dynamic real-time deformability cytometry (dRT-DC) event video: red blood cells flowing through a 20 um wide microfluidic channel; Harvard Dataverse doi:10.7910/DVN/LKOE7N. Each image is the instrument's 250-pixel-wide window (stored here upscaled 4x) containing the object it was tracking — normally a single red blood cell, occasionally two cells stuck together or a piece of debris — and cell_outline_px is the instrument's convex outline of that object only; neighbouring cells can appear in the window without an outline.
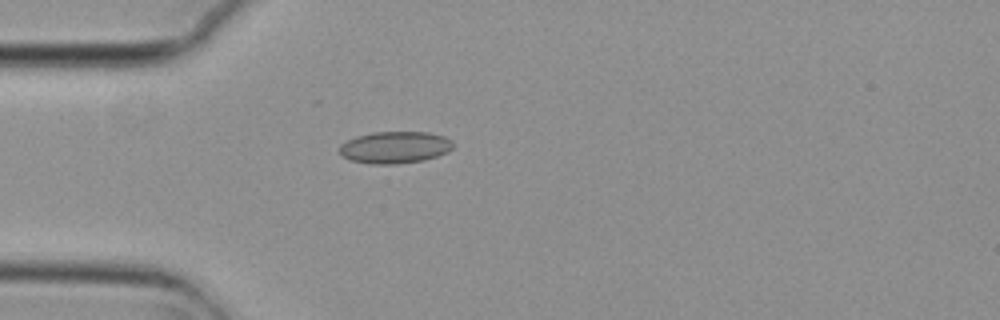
{"species": "common noctule bat (a hibernating species)", "species_latin": "Nyctalus noctula", "temperature_condition": "cold", "stored_images_in_passage": 6, "camera_frame_rate_fps": 3000, "um_per_image_px": 0.085, "animal": {"sex": "female", "body_mass_g": 29.2, "forearm_length_mm": 56.3}, "frame": {"image": 1, "passage_image": 5, "time_ms": 1.333, "image_size_px": [1000, 320], "cell_outline_px": [[452, 148], [448, 152], [424, 160], [396, 164], [372, 164], [348, 160], [340, 152], [340, 144], [356, 136], [372, 132], [428, 132], [444, 136], [452, 140]], "centroid_in_image_um": [33.56, 12.52], "position_along_channel_um": 51.4, "area_um2": 21.15}}